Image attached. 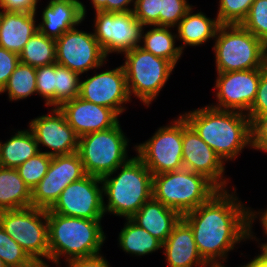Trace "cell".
Segmentation results:
<instances>
[{
	"label": "cell",
	"instance_id": "1",
	"mask_svg": "<svg viewBox=\"0 0 267 267\" xmlns=\"http://www.w3.org/2000/svg\"><path fill=\"white\" fill-rule=\"evenodd\" d=\"M227 188L217 191L207 202L182 215L192 228L201 257L208 264H222L228 252L241 241L255 238L252 224L258 215L244 207ZM223 260V261H221Z\"/></svg>",
	"mask_w": 267,
	"mask_h": 267
},
{
	"label": "cell",
	"instance_id": "2",
	"mask_svg": "<svg viewBox=\"0 0 267 267\" xmlns=\"http://www.w3.org/2000/svg\"><path fill=\"white\" fill-rule=\"evenodd\" d=\"M182 115L223 162L236 159L244 147H252L251 121L245 113L207 105Z\"/></svg>",
	"mask_w": 267,
	"mask_h": 267
},
{
	"label": "cell",
	"instance_id": "3",
	"mask_svg": "<svg viewBox=\"0 0 267 267\" xmlns=\"http://www.w3.org/2000/svg\"><path fill=\"white\" fill-rule=\"evenodd\" d=\"M101 220L68 217L47 211L49 260L58 267L62 256L67 262L100 254L106 239Z\"/></svg>",
	"mask_w": 267,
	"mask_h": 267
},
{
	"label": "cell",
	"instance_id": "4",
	"mask_svg": "<svg viewBox=\"0 0 267 267\" xmlns=\"http://www.w3.org/2000/svg\"><path fill=\"white\" fill-rule=\"evenodd\" d=\"M117 170L121 172L111 177ZM101 181L103 196L108 199L107 205L103 201L105 213L131 218L153 197V174L138 156L129 157L126 163L102 177Z\"/></svg>",
	"mask_w": 267,
	"mask_h": 267
},
{
	"label": "cell",
	"instance_id": "5",
	"mask_svg": "<svg viewBox=\"0 0 267 267\" xmlns=\"http://www.w3.org/2000/svg\"><path fill=\"white\" fill-rule=\"evenodd\" d=\"M213 51L217 73L266 68V44L241 24L220 25Z\"/></svg>",
	"mask_w": 267,
	"mask_h": 267
},
{
	"label": "cell",
	"instance_id": "6",
	"mask_svg": "<svg viewBox=\"0 0 267 267\" xmlns=\"http://www.w3.org/2000/svg\"><path fill=\"white\" fill-rule=\"evenodd\" d=\"M153 198L181 215L207 202L219 189L204 175L188 169L153 175Z\"/></svg>",
	"mask_w": 267,
	"mask_h": 267
},
{
	"label": "cell",
	"instance_id": "7",
	"mask_svg": "<svg viewBox=\"0 0 267 267\" xmlns=\"http://www.w3.org/2000/svg\"><path fill=\"white\" fill-rule=\"evenodd\" d=\"M128 142L119 122L110 129L79 137L77 153L85 173L102 178L115 171L129 160Z\"/></svg>",
	"mask_w": 267,
	"mask_h": 267
},
{
	"label": "cell",
	"instance_id": "8",
	"mask_svg": "<svg viewBox=\"0 0 267 267\" xmlns=\"http://www.w3.org/2000/svg\"><path fill=\"white\" fill-rule=\"evenodd\" d=\"M0 226L38 266H47L42 259L49 260L47 210L31 206L0 211Z\"/></svg>",
	"mask_w": 267,
	"mask_h": 267
},
{
	"label": "cell",
	"instance_id": "9",
	"mask_svg": "<svg viewBox=\"0 0 267 267\" xmlns=\"http://www.w3.org/2000/svg\"><path fill=\"white\" fill-rule=\"evenodd\" d=\"M122 65L126 75L127 89L141 102L150 106L168 81L175 66L168 60L154 56L139 46L123 53Z\"/></svg>",
	"mask_w": 267,
	"mask_h": 267
},
{
	"label": "cell",
	"instance_id": "10",
	"mask_svg": "<svg viewBox=\"0 0 267 267\" xmlns=\"http://www.w3.org/2000/svg\"><path fill=\"white\" fill-rule=\"evenodd\" d=\"M183 115L160 127L154 135L139 145L136 154L153 175L180 170L182 161Z\"/></svg>",
	"mask_w": 267,
	"mask_h": 267
},
{
	"label": "cell",
	"instance_id": "11",
	"mask_svg": "<svg viewBox=\"0 0 267 267\" xmlns=\"http://www.w3.org/2000/svg\"><path fill=\"white\" fill-rule=\"evenodd\" d=\"M94 37L104 54L121 53L141 45L144 25L129 12H95Z\"/></svg>",
	"mask_w": 267,
	"mask_h": 267
},
{
	"label": "cell",
	"instance_id": "12",
	"mask_svg": "<svg viewBox=\"0 0 267 267\" xmlns=\"http://www.w3.org/2000/svg\"><path fill=\"white\" fill-rule=\"evenodd\" d=\"M103 201L101 178L86 174L80 180L66 186L47 211L68 217L102 219L105 215Z\"/></svg>",
	"mask_w": 267,
	"mask_h": 267
},
{
	"label": "cell",
	"instance_id": "13",
	"mask_svg": "<svg viewBox=\"0 0 267 267\" xmlns=\"http://www.w3.org/2000/svg\"><path fill=\"white\" fill-rule=\"evenodd\" d=\"M56 42V63L79 75L91 69H99L107 56L94 34L76 28L63 33Z\"/></svg>",
	"mask_w": 267,
	"mask_h": 267
},
{
	"label": "cell",
	"instance_id": "14",
	"mask_svg": "<svg viewBox=\"0 0 267 267\" xmlns=\"http://www.w3.org/2000/svg\"><path fill=\"white\" fill-rule=\"evenodd\" d=\"M85 175L77 152L52 157L47 173L31 191L32 206L49 210L66 186Z\"/></svg>",
	"mask_w": 267,
	"mask_h": 267
},
{
	"label": "cell",
	"instance_id": "15",
	"mask_svg": "<svg viewBox=\"0 0 267 267\" xmlns=\"http://www.w3.org/2000/svg\"><path fill=\"white\" fill-rule=\"evenodd\" d=\"M265 68L217 73L215 90L218 103L211 107L247 114L255 100L261 72Z\"/></svg>",
	"mask_w": 267,
	"mask_h": 267
},
{
	"label": "cell",
	"instance_id": "16",
	"mask_svg": "<svg viewBox=\"0 0 267 267\" xmlns=\"http://www.w3.org/2000/svg\"><path fill=\"white\" fill-rule=\"evenodd\" d=\"M78 97L108 107L118 116L121 115L126 110L124 105L131 99L123 66L120 65L113 70L102 71L84 81L81 80Z\"/></svg>",
	"mask_w": 267,
	"mask_h": 267
},
{
	"label": "cell",
	"instance_id": "17",
	"mask_svg": "<svg viewBox=\"0 0 267 267\" xmlns=\"http://www.w3.org/2000/svg\"><path fill=\"white\" fill-rule=\"evenodd\" d=\"M182 144L183 167L194 173L204 175L219 190H225L226 185H228V181L223 174L225 162L200 138L184 117Z\"/></svg>",
	"mask_w": 267,
	"mask_h": 267
},
{
	"label": "cell",
	"instance_id": "18",
	"mask_svg": "<svg viewBox=\"0 0 267 267\" xmlns=\"http://www.w3.org/2000/svg\"><path fill=\"white\" fill-rule=\"evenodd\" d=\"M48 115L32 119L29 129L38 145L48 147L47 155L61 156L77 152L79 137L67 123L65 115L58 107H53Z\"/></svg>",
	"mask_w": 267,
	"mask_h": 267
},
{
	"label": "cell",
	"instance_id": "19",
	"mask_svg": "<svg viewBox=\"0 0 267 267\" xmlns=\"http://www.w3.org/2000/svg\"><path fill=\"white\" fill-rule=\"evenodd\" d=\"M59 109L78 137L110 129L119 122V116L112 109L80 97L63 103Z\"/></svg>",
	"mask_w": 267,
	"mask_h": 267
},
{
	"label": "cell",
	"instance_id": "20",
	"mask_svg": "<svg viewBox=\"0 0 267 267\" xmlns=\"http://www.w3.org/2000/svg\"><path fill=\"white\" fill-rule=\"evenodd\" d=\"M166 261L170 267H207L194 240L192 228L181 218L162 244Z\"/></svg>",
	"mask_w": 267,
	"mask_h": 267
},
{
	"label": "cell",
	"instance_id": "21",
	"mask_svg": "<svg viewBox=\"0 0 267 267\" xmlns=\"http://www.w3.org/2000/svg\"><path fill=\"white\" fill-rule=\"evenodd\" d=\"M44 8L38 30L53 39L59 38L84 20L80 4L74 1L50 0Z\"/></svg>",
	"mask_w": 267,
	"mask_h": 267
},
{
	"label": "cell",
	"instance_id": "22",
	"mask_svg": "<svg viewBox=\"0 0 267 267\" xmlns=\"http://www.w3.org/2000/svg\"><path fill=\"white\" fill-rule=\"evenodd\" d=\"M36 14L0 11V46L19 55L38 31Z\"/></svg>",
	"mask_w": 267,
	"mask_h": 267
},
{
	"label": "cell",
	"instance_id": "23",
	"mask_svg": "<svg viewBox=\"0 0 267 267\" xmlns=\"http://www.w3.org/2000/svg\"><path fill=\"white\" fill-rule=\"evenodd\" d=\"M182 215L153 197L146 201L131 219L162 244L166 241Z\"/></svg>",
	"mask_w": 267,
	"mask_h": 267
},
{
	"label": "cell",
	"instance_id": "24",
	"mask_svg": "<svg viewBox=\"0 0 267 267\" xmlns=\"http://www.w3.org/2000/svg\"><path fill=\"white\" fill-rule=\"evenodd\" d=\"M192 10L193 7L176 26L177 39L180 38V41L184 43L179 46L182 52L186 45L199 46L208 42L211 38L215 39L217 29L220 26L217 18L206 17L201 11L193 14Z\"/></svg>",
	"mask_w": 267,
	"mask_h": 267
},
{
	"label": "cell",
	"instance_id": "25",
	"mask_svg": "<svg viewBox=\"0 0 267 267\" xmlns=\"http://www.w3.org/2000/svg\"><path fill=\"white\" fill-rule=\"evenodd\" d=\"M32 206V192L14 168L0 166V211Z\"/></svg>",
	"mask_w": 267,
	"mask_h": 267
},
{
	"label": "cell",
	"instance_id": "26",
	"mask_svg": "<svg viewBox=\"0 0 267 267\" xmlns=\"http://www.w3.org/2000/svg\"><path fill=\"white\" fill-rule=\"evenodd\" d=\"M30 129L17 131L6 142L0 141V166L16 169L40 151Z\"/></svg>",
	"mask_w": 267,
	"mask_h": 267
},
{
	"label": "cell",
	"instance_id": "27",
	"mask_svg": "<svg viewBox=\"0 0 267 267\" xmlns=\"http://www.w3.org/2000/svg\"><path fill=\"white\" fill-rule=\"evenodd\" d=\"M172 27L154 26L151 30L144 33V28L141 36V43H144L141 48L151 52L154 56L164 58L176 66L178 60L182 56L180 47L175 46L177 35L172 34L169 30Z\"/></svg>",
	"mask_w": 267,
	"mask_h": 267
},
{
	"label": "cell",
	"instance_id": "28",
	"mask_svg": "<svg viewBox=\"0 0 267 267\" xmlns=\"http://www.w3.org/2000/svg\"><path fill=\"white\" fill-rule=\"evenodd\" d=\"M118 240L121 249L132 255L144 256L162 249V243L131 218H126Z\"/></svg>",
	"mask_w": 267,
	"mask_h": 267
},
{
	"label": "cell",
	"instance_id": "29",
	"mask_svg": "<svg viewBox=\"0 0 267 267\" xmlns=\"http://www.w3.org/2000/svg\"><path fill=\"white\" fill-rule=\"evenodd\" d=\"M19 58L21 63L35 68L56 63L55 39L36 31L25 44Z\"/></svg>",
	"mask_w": 267,
	"mask_h": 267
},
{
	"label": "cell",
	"instance_id": "30",
	"mask_svg": "<svg viewBox=\"0 0 267 267\" xmlns=\"http://www.w3.org/2000/svg\"><path fill=\"white\" fill-rule=\"evenodd\" d=\"M4 92H8L9 101L22 100L37 94L36 68L20 62L0 94Z\"/></svg>",
	"mask_w": 267,
	"mask_h": 267
},
{
	"label": "cell",
	"instance_id": "31",
	"mask_svg": "<svg viewBox=\"0 0 267 267\" xmlns=\"http://www.w3.org/2000/svg\"><path fill=\"white\" fill-rule=\"evenodd\" d=\"M79 77L78 73L55 63V107L78 97Z\"/></svg>",
	"mask_w": 267,
	"mask_h": 267
},
{
	"label": "cell",
	"instance_id": "32",
	"mask_svg": "<svg viewBox=\"0 0 267 267\" xmlns=\"http://www.w3.org/2000/svg\"><path fill=\"white\" fill-rule=\"evenodd\" d=\"M0 258L7 267H38L22 247L0 226Z\"/></svg>",
	"mask_w": 267,
	"mask_h": 267
},
{
	"label": "cell",
	"instance_id": "33",
	"mask_svg": "<svg viewBox=\"0 0 267 267\" xmlns=\"http://www.w3.org/2000/svg\"><path fill=\"white\" fill-rule=\"evenodd\" d=\"M51 159L52 157L46 153L39 152L16 168L19 176L31 191L47 173Z\"/></svg>",
	"mask_w": 267,
	"mask_h": 267
},
{
	"label": "cell",
	"instance_id": "34",
	"mask_svg": "<svg viewBox=\"0 0 267 267\" xmlns=\"http://www.w3.org/2000/svg\"><path fill=\"white\" fill-rule=\"evenodd\" d=\"M255 0H219L217 19L220 25L241 24Z\"/></svg>",
	"mask_w": 267,
	"mask_h": 267
},
{
	"label": "cell",
	"instance_id": "35",
	"mask_svg": "<svg viewBox=\"0 0 267 267\" xmlns=\"http://www.w3.org/2000/svg\"><path fill=\"white\" fill-rule=\"evenodd\" d=\"M241 25L267 45V0H255Z\"/></svg>",
	"mask_w": 267,
	"mask_h": 267
},
{
	"label": "cell",
	"instance_id": "36",
	"mask_svg": "<svg viewBox=\"0 0 267 267\" xmlns=\"http://www.w3.org/2000/svg\"><path fill=\"white\" fill-rule=\"evenodd\" d=\"M192 7L186 0H160L159 26L176 27Z\"/></svg>",
	"mask_w": 267,
	"mask_h": 267
},
{
	"label": "cell",
	"instance_id": "37",
	"mask_svg": "<svg viewBox=\"0 0 267 267\" xmlns=\"http://www.w3.org/2000/svg\"><path fill=\"white\" fill-rule=\"evenodd\" d=\"M55 63L36 68L37 94L44 98L46 106L55 107Z\"/></svg>",
	"mask_w": 267,
	"mask_h": 267
},
{
	"label": "cell",
	"instance_id": "38",
	"mask_svg": "<svg viewBox=\"0 0 267 267\" xmlns=\"http://www.w3.org/2000/svg\"><path fill=\"white\" fill-rule=\"evenodd\" d=\"M160 0H135L134 16L144 26H159Z\"/></svg>",
	"mask_w": 267,
	"mask_h": 267
},
{
	"label": "cell",
	"instance_id": "39",
	"mask_svg": "<svg viewBox=\"0 0 267 267\" xmlns=\"http://www.w3.org/2000/svg\"><path fill=\"white\" fill-rule=\"evenodd\" d=\"M263 113H267V69L261 72V78L258 84L255 100L246 114L251 123Z\"/></svg>",
	"mask_w": 267,
	"mask_h": 267
},
{
	"label": "cell",
	"instance_id": "40",
	"mask_svg": "<svg viewBox=\"0 0 267 267\" xmlns=\"http://www.w3.org/2000/svg\"><path fill=\"white\" fill-rule=\"evenodd\" d=\"M252 147L267 152V113L260 114L251 123Z\"/></svg>",
	"mask_w": 267,
	"mask_h": 267
},
{
	"label": "cell",
	"instance_id": "41",
	"mask_svg": "<svg viewBox=\"0 0 267 267\" xmlns=\"http://www.w3.org/2000/svg\"><path fill=\"white\" fill-rule=\"evenodd\" d=\"M19 63L20 58L17 53L8 51L0 46V91L6 85L10 75Z\"/></svg>",
	"mask_w": 267,
	"mask_h": 267
},
{
	"label": "cell",
	"instance_id": "42",
	"mask_svg": "<svg viewBox=\"0 0 267 267\" xmlns=\"http://www.w3.org/2000/svg\"><path fill=\"white\" fill-rule=\"evenodd\" d=\"M39 0H0V8L6 12L36 13Z\"/></svg>",
	"mask_w": 267,
	"mask_h": 267
},
{
	"label": "cell",
	"instance_id": "43",
	"mask_svg": "<svg viewBox=\"0 0 267 267\" xmlns=\"http://www.w3.org/2000/svg\"><path fill=\"white\" fill-rule=\"evenodd\" d=\"M67 267H110L109 262L101 254L83 257V258H74L67 261Z\"/></svg>",
	"mask_w": 267,
	"mask_h": 267
},
{
	"label": "cell",
	"instance_id": "44",
	"mask_svg": "<svg viewBox=\"0 0 267 267\" xmlns=\"http://www.w3.org/2000/svg\"><path fill=\"white\" fill-rule=\"evenodd\" d=\"M132 2L134 4H132ZM130 4L134 7L135 0H107V12L118 13L133 11L132 8L128 7Z\"/></svg>",
	"mask_w": 267,
	"mask_h": 267
},
{
	"label": "cell",
	"instance_id": "45",
	"mask_svg": "<svg viewBox=\"0 0 267 267\" xmlns=\"http://www.w3.org/2000/svg\"><path fill=\"white\" fill-rule=\"evenodd\" d=\"M241 267H263V254H258L254 259H251V261Z\"/></svg>",
	"mask_w": 267,
	"mask_h": 267
},
{
	"label": "cell",
	"instance_id": "46",
	"mask_svg": "<svg viewBox=\"0 0 267 267\" xmlns=\"http://www.w3.org/2000/svg\"><path fill=\"white\" fill-rule=\"evenodd\" d=\"M95 12L103 11L107 12V0H91Z\"/></svg>",
	"mask_w": 267,
	"mask_h": 267
},
{
	"label": "cell",
	"instance_id": "47",
	"mask_svg": "<svg viewBox=\"0 0 267 267\" xmlns=\"http://www.w3.org/2000/svg\"><path fill=\"white\" fill-rule=\"evenodd\" d=\"M260 214V215H259ZM255 215H259L260 218H258L261 222L262 228L264 230V233L267 234V209L264 210V212H255Z\"/></svg>",
	"mask_w": 267,
	"mask_h": 267
},
{
	"label": "cell",
	"instance_id": "48",
	"mask_svg": "<svg viewBox=\"0 0 267 267\" xmlns=\"http://www.w3.org/2000/svg\"><path fill=\"white\" fill-rule=\"evenodd\" d=\"M70 1H74V2L80 4L81 12H82V15H83V17L85 19V15H86V7H85V5L81 1H79V0H70Z\"/></svg>",
	"mask_w": 267,
	"mask_h": 267
},
{
	"label": "cell",
	"instance_id": "49",
	"mask_svg": "<svg viewBox=\"0 0 267 267\" xmlns=\"http://www.w3.org/2000/svg\"><path fill=\"white\" fill-rule=\"evenodd\" d=\"M260 251H262L261 253L263 254V267H267V252L260 247Z\"/></svg>",
	"mask_w": 267,
	"mask_h": 267
},
{
	"label": "cell",
	"instance_id": "50",
	"mask_svg": "<svg viewBox=\"0 0 267 267\" xmlns=\"http://www.w3.org/2000/svg\"><path fill=\"white\" fill-rule=\"evenodd\" d=\"M207 267H225L222 264H208Z\"/></svg>",
	"mask_w": 267,
	"mask_h": 267
},
{
	"label": "cell",
	"instance_id": "51",
	"mask_svg": "<svg viewBox=\"0 0 267 267\" xmlns=\"http://www.w3.org/2000/svg\"><path fill=\"white\" fill-rule=\"evenodd\" d=\"M265 235H267V234H265ZM260 247H262V248L267 252V242L262 243V244L260 245Z\"/></svg>",
	"mask_w": 267,
	"mask_h": 267
},
{
	"label": "cell",
	"instance_id": "52",
	"mask_svg": "<svg viewBox=\"0 0 267 267\" xmlns=\"http://www.w3.org/2000/svg\"><path fill=\"white\" fill-rule=\"evenodd\" d=\"M0 267H7L5 264H4V262H3V260L0 258Z\"/></svg>",
	"mask_w": 267,
	"mask_h": 267
},
{
	"label": "cell",
	"instance_id": "53",
	"mask_svg": "<svg viewBox=\"0 0 267 267\" xmlns=\"http://www.w3.org/2000/svg\"><path fill=\"white\" fill-rule=\"evenodd\" d=\"M265 66H266V69H267V46H266V61H265Z\"/></svg>",
	"mask_w": 267,
	"mask_h": 267
}]
</instances>
